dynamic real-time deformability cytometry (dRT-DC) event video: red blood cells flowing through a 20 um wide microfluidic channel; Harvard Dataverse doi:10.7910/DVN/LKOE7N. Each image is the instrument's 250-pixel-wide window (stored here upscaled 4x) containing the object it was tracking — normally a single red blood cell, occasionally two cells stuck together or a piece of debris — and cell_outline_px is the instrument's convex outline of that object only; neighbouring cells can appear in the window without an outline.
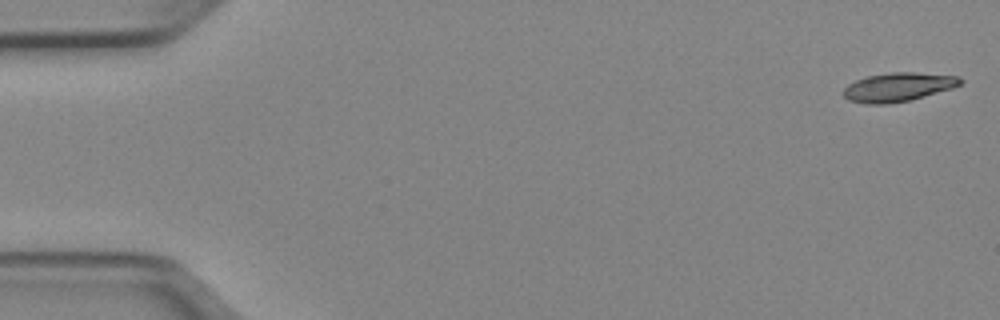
{"species": "Egyptian fruit bat (a non-hibernating species)", "species_latin": "Rousettus aegyptiacus", "temperature_condition": "cold", "stored_images_in_passage": 51, "camera_frame_rate_fps": 3000, "um_per_image_px": 0.085, "animal": {"sex": "female"}, "frame": {"image": 1, "passage_image": 1, "time_ms": 0.0, "image_size_px": [1000, 320], "cell_outline_px": [[964, 80], [960, 84], [952, 88], [924, 96], [908, 100], [888, 104], [864, 104], [848, 100], [844, 96], [844, 88], [848, 84], [856, 80], [868, 76], [892, 72], [916, 72], [960, 76]], "centroid_in_image_um": [76.34, 7.39], "position_along_channel_um": 8.7, "area_um2": 19.59}}
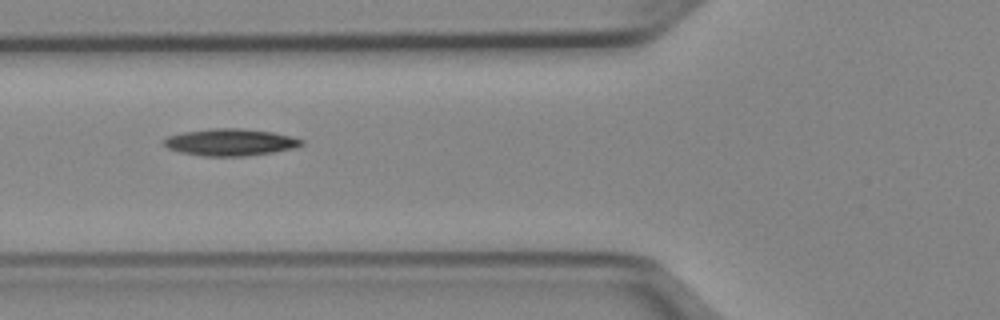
{"frame": {"image": 2, "passage_image": 19, "time_ms": 6.0, "image_size_px": [1000, 320], "cell_outline_px": [[304, 144], [296, 148], [248, 156], [204, 156], [180, 152], [168, 148], [160, 144], [160, 140], [168, 136], [184, 132], [208, 128], [240, 128], [272, 132], [292, 136], [304, 140]], "centroid_in_image_um": [19.55, 12.09], "position_along_channel_um": 106.2, "area_um2": 21.91}}
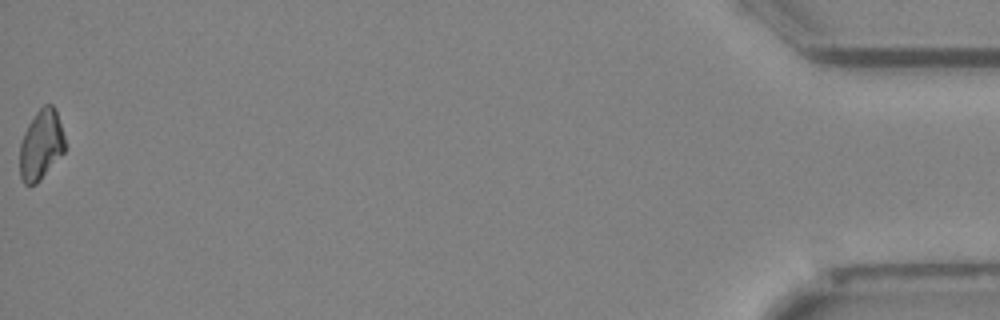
{"frame": {"image": 3, "passage_image": 51, "time_ms": 16.667, "image_size_px": [1000, 320], "cell_outline_px": [[64, 152], [40, 180], [36, 184], [24, 184], [20, 176], [20, 144], [24, 132], [28, 124], [36, 112], [44, 104], [52, 104], [56, 108], [64, 136]], "centroid_in_image_um": [3.48, 12.29], "position_along_channel_um": 431.7, "area_um2": 18.32}, "authors_computed_cell_mechanics": {"area_um2": 19.7098, "velocity_mm_per_s": 3.9824, "shape_relaxation_time_tau1_ms": 4.9092, "shape_relaxation_time_tau2_ms": null, "deformation_change_tau1": 0.1309, "deformation_change_tau2": null}}